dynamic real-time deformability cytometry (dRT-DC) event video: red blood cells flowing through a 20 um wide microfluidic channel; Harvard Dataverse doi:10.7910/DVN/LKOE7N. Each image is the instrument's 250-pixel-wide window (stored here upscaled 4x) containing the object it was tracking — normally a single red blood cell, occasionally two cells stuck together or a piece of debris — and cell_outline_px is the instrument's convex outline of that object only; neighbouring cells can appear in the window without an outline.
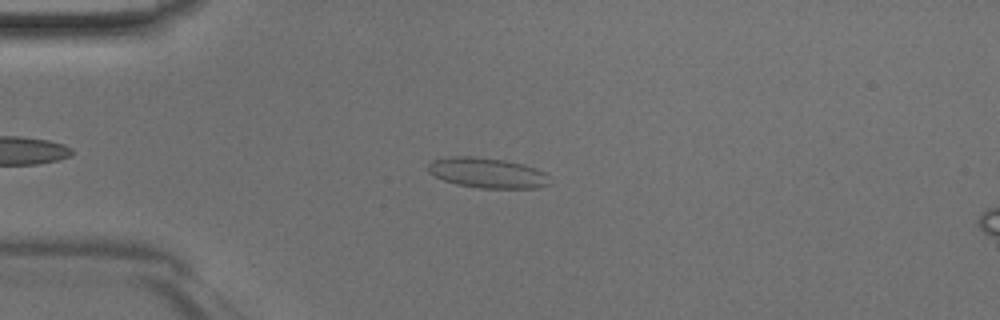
{"species": "Egyptian fruit bat (a non-hibernating species)", "species_latin": "Rousettus aegyptiacus", "temperature_condition": "room temperature", "stored_images_in_passage": 41, "camera_frame_rate_fps": 3000, "um_per_image_px": 0.085, "animal": {"sex": "male"}, "frame": {"image": 1, "passage_image": 10, "time_ms": 3.0, "image_size_px": [1000, 320], "cell_outline_px": [[552, 184], [536, 188], [480, 188], [456, 184], [444, 180], [428, 172], [428, 164], [432, 160], [452, 156], [472, 156], [504, 160], [524, 164], [536, 168], [544, 172], [548, 176]], "centroid_in_image_um": [41.45, 14.69], "position_along_channel_um": 43.6, "area_um2": 21.5}}
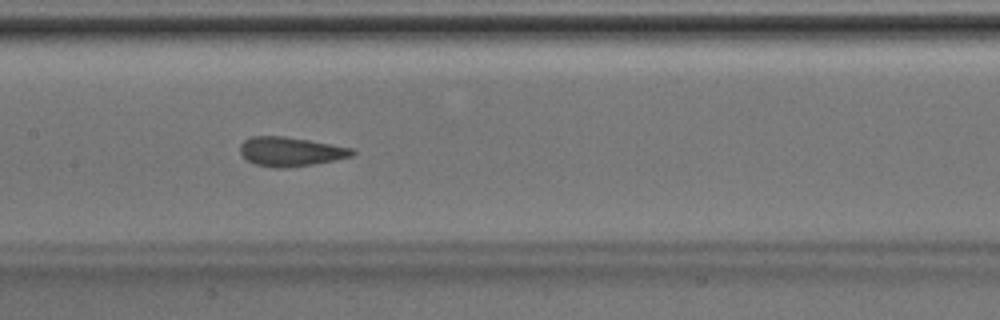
{"frame": {"image": 2, "passage_image": 21, "time_ms": 6.667, "image_size_px": [1000, 320], "cell_outline_px": [[356, 152], [352, 156], [312, 164], [288, 168], [272, 168], [256, 164], [248, 160], [240, 152], [240, 144], [244, 140], [252, 136], [284, 136], [332, 144], [352, 148]], "centroid_in_image_um": [24.68, 12.88], "position_along_channel_um": 182.7, "area_um2": 18.96}}
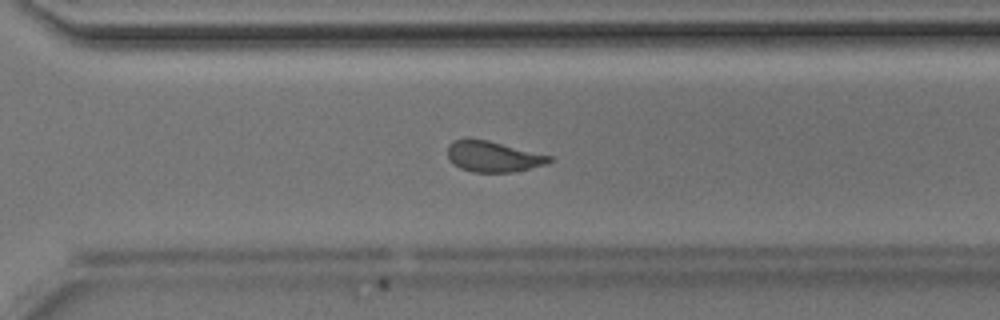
{"frame": {"image": 3, "passage_image": 31, "time_ms": 10.0, "image_size_px": [1000, 320], "cell_outline_px": [[552, 160], [548, 164], [512, 172], [472, 172], [460, 168], [452, 164], [448, 156], [448, 144], [456, 140], [468, 136], [488, 140], [552, 156]], "centroid_in_image_um": [41.88, 13.29], "position_along_channel_um": 328.7, "area_um2": 18.5}}